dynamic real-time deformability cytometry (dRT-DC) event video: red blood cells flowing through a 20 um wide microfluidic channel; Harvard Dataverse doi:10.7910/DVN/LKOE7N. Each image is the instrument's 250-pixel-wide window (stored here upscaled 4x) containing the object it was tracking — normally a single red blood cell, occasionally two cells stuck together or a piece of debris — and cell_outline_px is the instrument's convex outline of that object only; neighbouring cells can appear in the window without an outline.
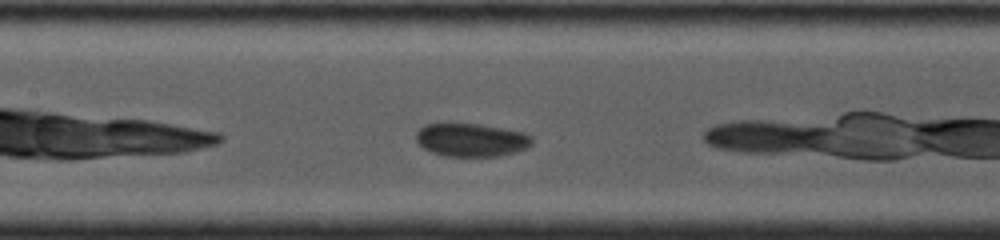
{"species": "common noctule bat (a hibernating species)", "species_latin": "Nyctalus noctula", "temperature_condition": "cold", "stored_images_in_passage": 19, "camera_frame_rate_fps": 4000, "um_per_image_px": 0.085, "animal": {"sex": "female", "body_mass_g": 19.0, "forearm_length_mm": 53.3}, "frame": {"image": 1, "passage_image": 4, "time_ms": 2.25, "image_size_px": [1000, 240], "cell_outline_px": [[532, 144], [524, 148], [512, 152], [496, 156], [444, 156], [432, 152], [424, 148], [416, 140], [416, 132], [424, 124], [480, 124], [524, 132], [532, 136]], "centroid_in_image_um": [40.04, 11.89], "position_along_channel_um": 167.4, "area_um2": 22.2}}